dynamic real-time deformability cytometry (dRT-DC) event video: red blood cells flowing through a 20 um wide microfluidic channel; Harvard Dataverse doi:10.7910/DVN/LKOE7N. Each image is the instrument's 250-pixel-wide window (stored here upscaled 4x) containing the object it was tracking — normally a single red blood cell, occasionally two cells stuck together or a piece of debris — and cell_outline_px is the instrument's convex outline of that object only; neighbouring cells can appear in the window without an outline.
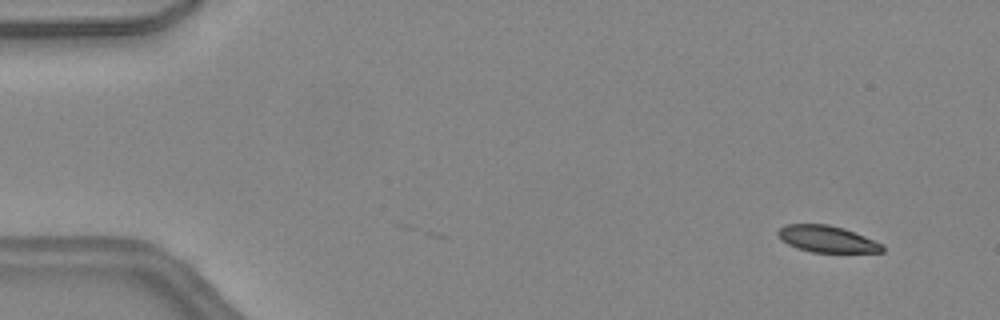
{"species": "common noctule bat (a hibernating species)", "species_latin": "Nyctalus noctula", "temperature_condition": "warm", "stored_images_in_passage": 4, "camera_frame_rate_fps": 3000, "um_per_image_px": 0.085, "animal": {"sex": "female", "body_mass_g": 24.6, "forearm_length_mm": 56.2}, "frame": {"image": 1, "passage_image": 4, "time_ms": 1.0, "image_size_px": [1000, 320], "cell_outline_px": [[884, 252], [812, 252], [796, 248], [780, 240], [776, 232], [780, 228], [788, 224], [828, 224], [844, 228], [884, 244]], "centroid_in_image_um": [70.29, 20.32], "position_along_channel_um": 14.7, "area_um2": 16.24}}